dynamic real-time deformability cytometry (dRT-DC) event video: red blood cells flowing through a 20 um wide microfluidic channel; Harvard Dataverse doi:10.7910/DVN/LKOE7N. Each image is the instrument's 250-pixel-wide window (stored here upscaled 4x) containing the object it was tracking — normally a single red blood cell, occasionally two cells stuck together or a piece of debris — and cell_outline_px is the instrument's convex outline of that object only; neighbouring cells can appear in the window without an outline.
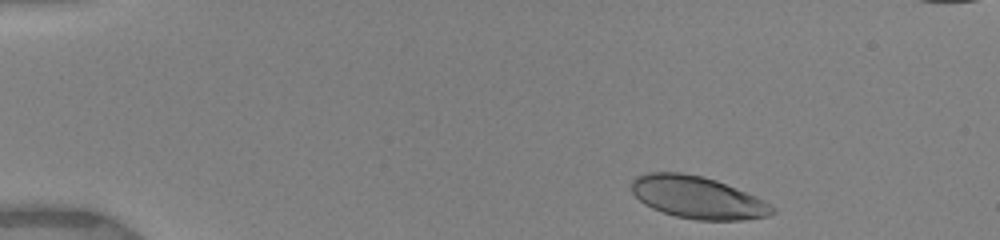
{"species": "human", "species_latin": "Homo sapiens", "temperature_condition": "warm", "stored_images_in_passage": 16, "camera_frame_rate_fps": 3000, "um_per_image_px": 0.085, "donor": {"sex": "female"}, "frame": {"image": 1, "passage_image": 1, "time_ms": 0.0, "image_size_px": [1000, 240], "cell_outline_px": [[776, 212], [768, 216], [744, 220], [696, 220], [676, 216], [652, 208], [644, 204], [632, 192], [632, 180], [636, 176], [648, 172], [680, 172], [704, 176], [716, 180], [756, 196], [776, 208]], "centroid_in_image_um": [59.3, 16.78], "position_along_channel_um": 25.7, "area_um2": 34.68}}
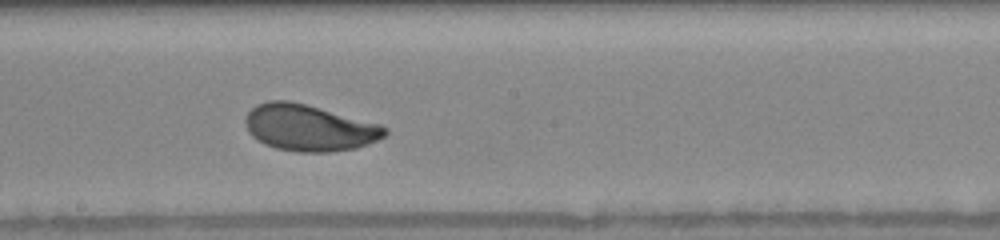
{"frame": {"image": 2, "passage_image": 14, "time_ms": 7.333, "image_size_px": [1000, 240], "cell_outline_px": [[388, 132], [384, 136], [368, 144], [356, 148], [328, 152], [296, 152], [276, 148], [264, 144], [256, 140], [248, 132], [244, 120], [248, 112], [256, 104], [268, 100], [288, 100], [304, 104], [380, 124], [388, 128]], "centroid_in_image_um": [26.24, 10.87], "position_along_channel_um": 222.0, "area_um2": 37.69}}
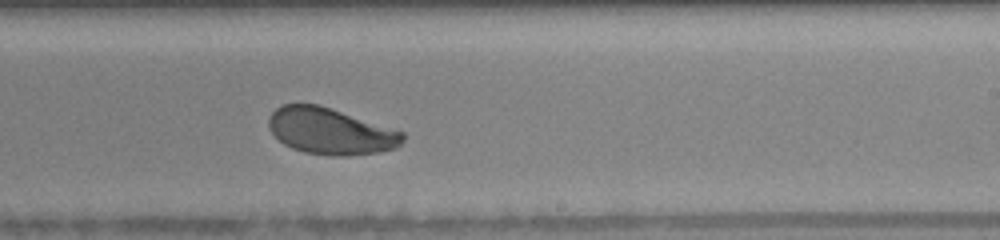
{"frame": {"image": 3, "passage_image": 16, "time_ms": 8.333, "image_size_px": [1000, 240], "cell_outline_px": [[404, 140], [396, 148], [380, 152], [344, 156], [328, 156], [304, 152], [292, 148], [284, 144], [268, 128], [268, 120], [272, 112], [276, 108], [284, 104], [320, 104], [404, 132]], "centroid_in_image_um": [28.09, 11.15], "position_along_channel_um": 260.9, "area_um2": 36.3}}